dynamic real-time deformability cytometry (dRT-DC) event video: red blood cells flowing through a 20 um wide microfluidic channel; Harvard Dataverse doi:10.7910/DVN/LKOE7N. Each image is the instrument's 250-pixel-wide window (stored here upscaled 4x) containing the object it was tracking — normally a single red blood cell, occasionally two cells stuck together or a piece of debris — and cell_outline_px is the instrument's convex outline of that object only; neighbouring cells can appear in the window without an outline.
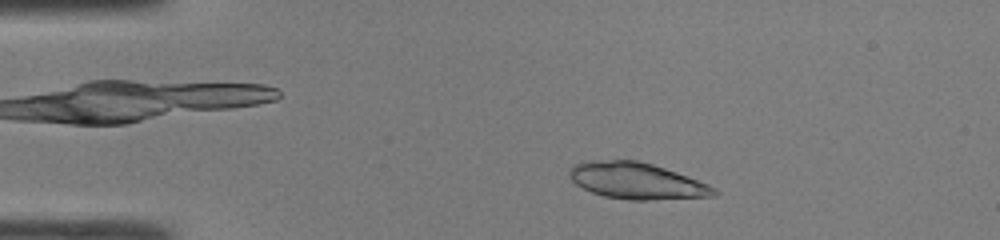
{"species": "common noctule bat (a hibernating species)", "species_latin": "Nyctalus noctula", "temperature_condition": "room temperature", "stored_images_in_passage": 43, "camera_frame_rate_fps": 3000, "um_per_image_px": 0.085, "animal": {"sex": "male", "body_mass_g": 19.0, "forearm_length_mm": 50.8}, "frame": {"image": 1, "passage_image": 5, "time_ms": 1.333, "image_size_px": [1000, 240], "cell_outline_px": [[720, 192], [716, 196], [648, 200], [628, 200], [604, 196], [592, 192], [576, 184], [572, 180], [568, 172], [568, 168], [572, 164], [588, 160], [636, 160], [652, 164], [688, 176], [708, 184]], "centroid_in_image_um": [54.1, 15.37], "position_along_channel_um": 30.9, "area_um2": 30.75}}